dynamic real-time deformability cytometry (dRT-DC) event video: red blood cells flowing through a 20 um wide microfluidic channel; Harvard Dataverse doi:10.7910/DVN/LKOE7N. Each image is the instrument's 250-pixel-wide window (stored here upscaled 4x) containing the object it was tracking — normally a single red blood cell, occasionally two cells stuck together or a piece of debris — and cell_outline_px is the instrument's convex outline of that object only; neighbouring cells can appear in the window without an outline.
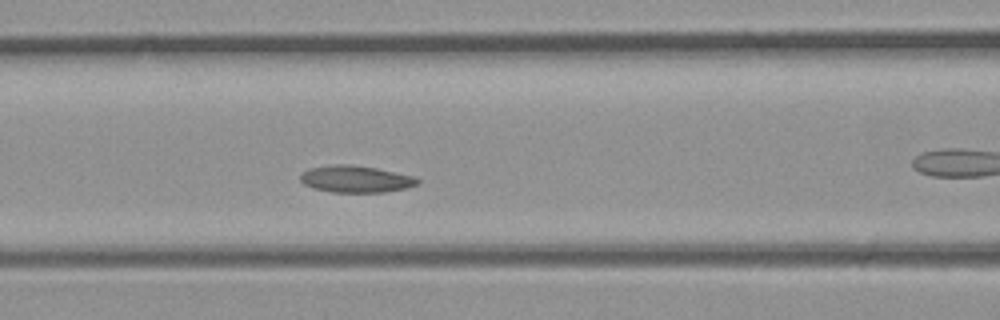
{"species": "common noctule bat (a hibernating species)", "species_latin": "Nyctalus noctula", "temperature_condition": "room temperature", "stored_images_in_passage": 34, "camera_frame_rate_fps": 3000, "um_per_image_px": 0.085, "animal": {"sex": "male", "body_mass_g": 23.1, "forearm_length_mm": 52.7}, "frame": {"image": 1, "passage_image": 13, "time_ms": 4.0, "image_size_px": [1000, 320], "cell_outline_px": [[420, 184], [408, 188], [384, 192], [332, 192], [312, 188], [304, 184], [300, 180], [300, 172], [308, 168], [336, 164], [348, 164], [376, 168], [416, 176], [420, 180]], "centroid_in_image_um": [30.25, 15.22], "position_along_channel_um": 136.3, "area_um2": 18.61}}
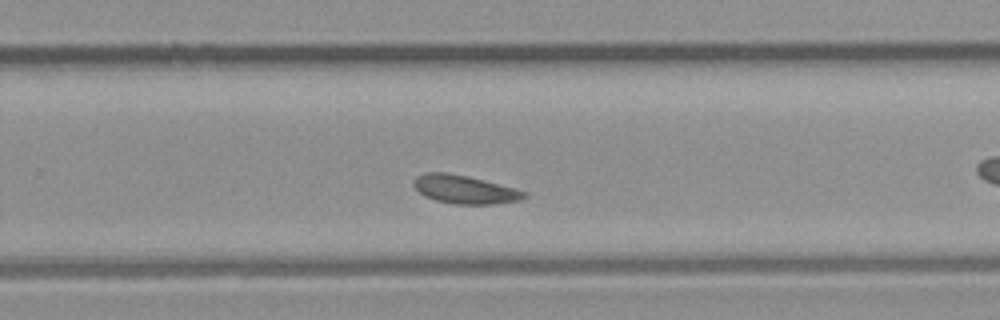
{"frame": {"image": 2, "passage_image": 21, "time_ms": 6.667, "image_size_px": [1000, 320], "cell_outline_px": [[528, 196], [520, 200], [496, 204], [452, 204], [436, 200], [424, 196], [412, 184], [416, 176], [424, 172], [448, 172], [528, 192]], "centroid_in_image_um": [39.46, 16.11], "position_along_channel_um": 290.3, "area_um2": 18.03}}
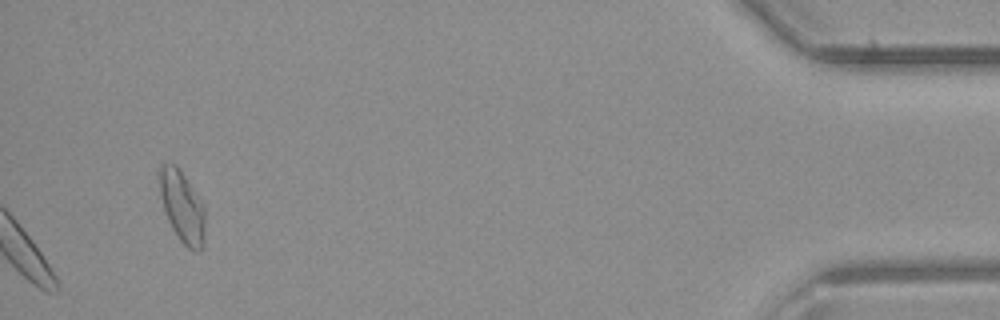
{"frame": {"image": 3, "passage_image": 34, "time_ms": 11.0, "image_size_px": [1000, 320], "cell_outline_px": [[204, 244], [200, 252], [188, 248], [180, 240], [172, 228], [168, 220], [160, 196], [156, 172], [160, 164], [176, 164], [200, 200], [204, 208]], "centroid_in_image_um": [15.44, 17.54], "position_along_channel_um": 419.8, "area_um2": 19.02}}